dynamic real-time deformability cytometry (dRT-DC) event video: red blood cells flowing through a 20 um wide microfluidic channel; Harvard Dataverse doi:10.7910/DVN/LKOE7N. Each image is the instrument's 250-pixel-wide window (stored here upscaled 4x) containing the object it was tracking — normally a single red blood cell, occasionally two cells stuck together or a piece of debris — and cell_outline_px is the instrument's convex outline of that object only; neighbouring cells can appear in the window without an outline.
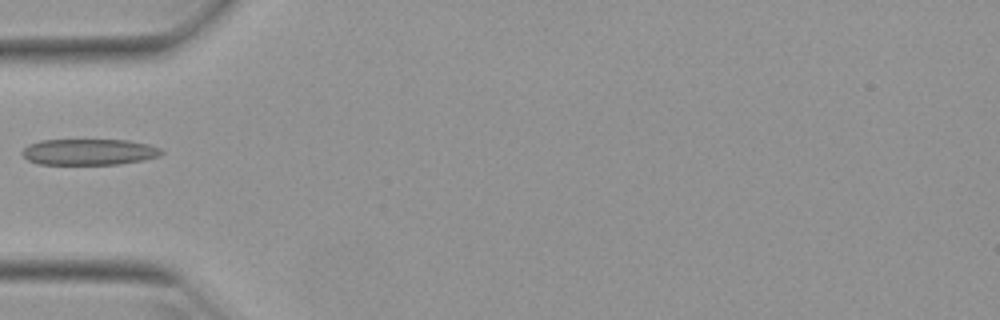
{"species": "Egyptian fruit bat (a non-hibernating species)", "species_latin": "Rousettus aegyptiacus", "temperature_condition": "warm", "stored_images_in_passage": 30, "camera_frame_rate_fps": 3000, "um_per_image_px": 0.085, "animal": {"sex": "female"}, "frame": {"image": 1, "passage_image": 1, "time_ms": 0.0, "image_size_px": [1000, 320], "cell_outline_px": [[164, 152], [160, 156], [144, 160], [120, 164], [40, 164], [28, 160], [20, 152], [28, 144], [40, 140], [128, 140], [148, 144], [160, 148]], "centroid_in_image_um": [7.58, 12.91], "position_along_channel_um": 77.4, "area_um2": 21.27}}
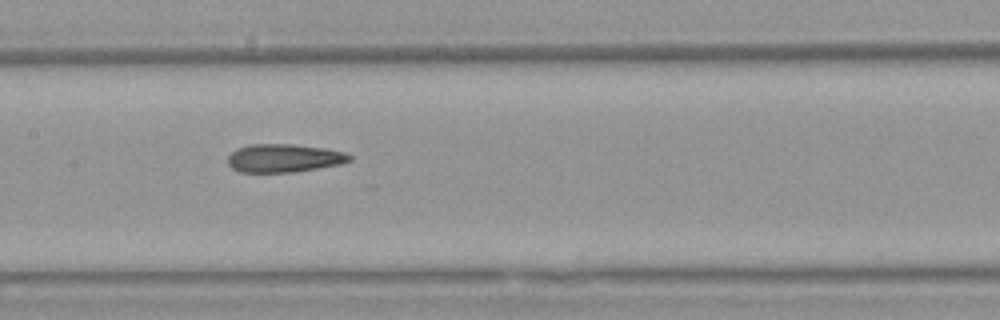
{"frame": {"image": 2, "passage_image": 9, "time_ms": 2.667, "image_size_px": [1000, 320], "cell_outline_px": [[352, 160], [340, 164], [292, 172], [240, 172], [232, 168], [228, 164], [228, 156], [236, 148], [248, 144], [292, 144], [324, 148], [344, 152], [352, 156]], "centroid_in_image_um": [24.11, 13.43], "position_along_channel_um": 183.3, "area_um2": 20.0}}
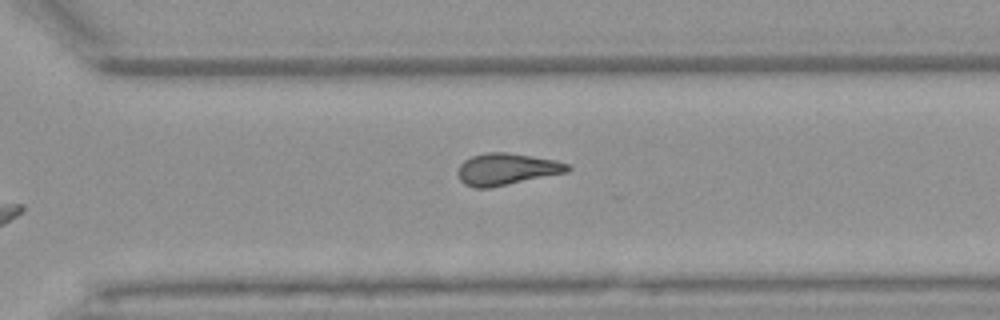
{"frame": {"image": 3, "passage_image": 20, "time_ms": 6.333, "image_size_px": [1000, 320], "cell_outline_px": [[572, 168], [568, 172], [492, 188], [476, 188], [464, 184], [460, 180], [456, 172], [460, 164], [464, 160], [472, 156], [488, 152], [508, 152], [556, 160], [572, 164]], "centroid_in_image_um": [43.08, 14.38], "position_along_channel_um": 327.5, "area_um2": 20.69}}